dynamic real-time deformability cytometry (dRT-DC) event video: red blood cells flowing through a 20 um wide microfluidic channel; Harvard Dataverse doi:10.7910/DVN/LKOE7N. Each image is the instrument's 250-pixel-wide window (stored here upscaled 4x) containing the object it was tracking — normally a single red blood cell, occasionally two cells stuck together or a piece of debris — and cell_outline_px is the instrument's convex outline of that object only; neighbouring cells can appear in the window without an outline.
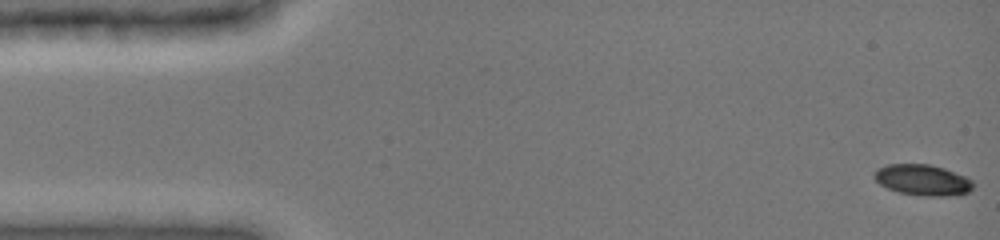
{"species": "common noctule bat (a hibernating species)", "species_latin": "Nyctalus noctula", "temperature_condition": "cold", "stored_images_in_passage": 48, "camera_frame_rate_fps": 3000, "um_per_image_px": 0.085, "animal": {"sex": "female", "body_mass_g": 19.0, "forearm_length_mm": 51.5}, "frame": {"image": 1, "passage_image": 1, "time_ms": 0.0, "image_size_px": [1000, 240], "cell_outline_px": [[972, 188], [968, 192], [940, 196], [928, 196], [900, 192], [888, 188], [880, 184], [876, 180], [876, 172], [880, 168], [888, 164], [928, 164], [944, 168], [964, 176], [972, 180]], "centroid_in_image_um": [78.44, 15.29], "position_along_channel_um": 6.6, "area_um2": 17.22}}
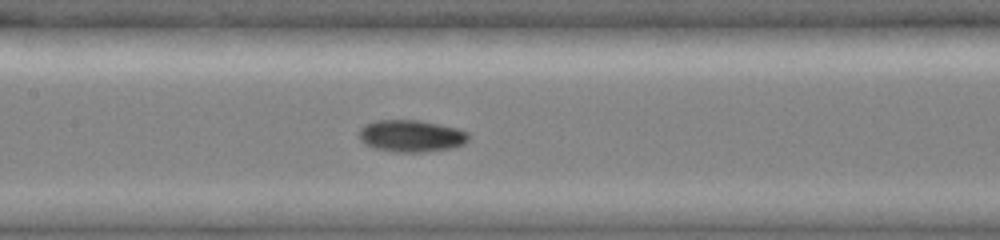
{"frame": {"image": 2, "passage_image": 23, "time_ms": 7.333, "image_size_px": [1000, 240], "cell_outline_px": [[468, 140], [464, 144], [452, 148], [424, 152], [392, 152], [376, 148], [364, 144], [360, 140], [360, 128], [364, 124], [376, 120], [420, 120], [456, 128], [468, 132]], "centroid_in_image_um": [34.94, 11.56], "position_along_channel_um": 172.5, "area_um2": 20.46}}
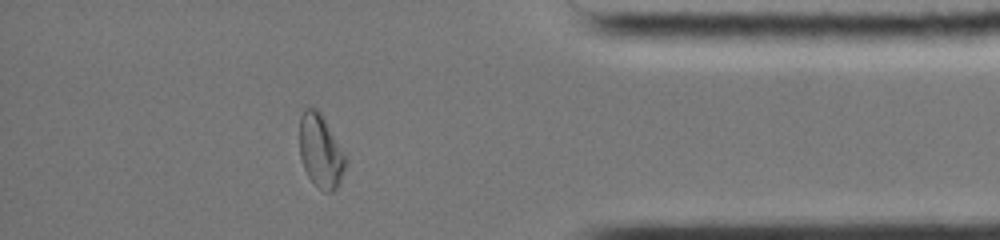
{"frame": {"image": 3, "passage_image": 42, "time_ms": 13.667, "image_size_px": [1000, 240], "cell_outline_px": [[344, 168], [340, 184], [332, 192], [324, 192], [308, 176], [304, 168], [300, 156], [300, 116], [304, 108], [316, 108], [320, 112], [344, 152]], "centroid_in_image_um": [27.23, 12.84], "position_along_channel_um": 408.0, "area_um2": 19.31}, "authors_computed_cell_mechanics": {"area_um2": 19.0451, "velocity_mm_per_s": 3.9795, "shape_relaxation_time_tau1_ms": null, "shape_relaxation_time_tau2_ms": 9.4808, "deformation_change_tau1": null, "deformation_change_tau2": 0.1005}}